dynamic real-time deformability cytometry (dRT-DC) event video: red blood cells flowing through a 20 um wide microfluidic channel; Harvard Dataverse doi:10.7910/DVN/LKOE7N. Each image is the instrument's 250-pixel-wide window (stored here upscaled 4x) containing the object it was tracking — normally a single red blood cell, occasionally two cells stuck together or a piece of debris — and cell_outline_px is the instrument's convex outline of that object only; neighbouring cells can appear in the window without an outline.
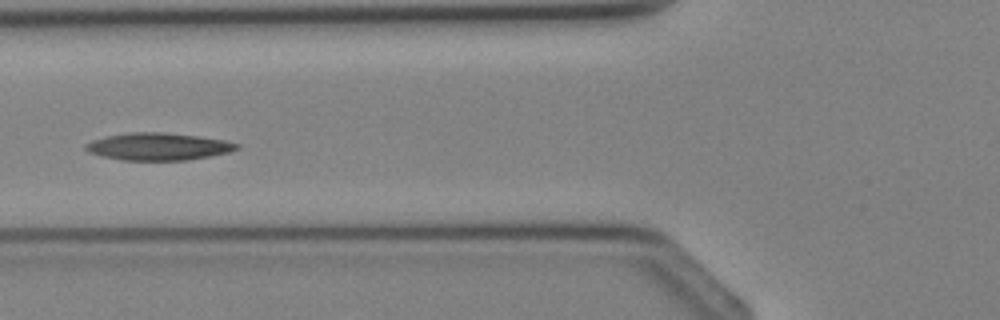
{"species": "Egyptian fruit bat (a non-hibernating species)", "species_latin": "Rousettus aegyptiacus", "temperature_condition": "cold", "stored_images_in_passage": 3, "camera_frame_rate_fps": 3000, "um_per_image_px": 0.085, "animal": {"sex": "female"}, "frame": {"image": 1, "passage_image": 3, "time_ms": 2.333, "image_size_px": [1000, 320], "cell_outline_px": [[240, 148], [228, 152], [188, 160], [120, 160], [104, 156], [92, 152], [84, 148], [84, 144], [92, 140], [108, 136], [132, 132], [164, 132], [196, 136], [224, 140], [240, 144]], "centroid_in_image_um": [13.47, 12.45], "position_along_channel_um": 112.3, "area_um2": 23.76}}